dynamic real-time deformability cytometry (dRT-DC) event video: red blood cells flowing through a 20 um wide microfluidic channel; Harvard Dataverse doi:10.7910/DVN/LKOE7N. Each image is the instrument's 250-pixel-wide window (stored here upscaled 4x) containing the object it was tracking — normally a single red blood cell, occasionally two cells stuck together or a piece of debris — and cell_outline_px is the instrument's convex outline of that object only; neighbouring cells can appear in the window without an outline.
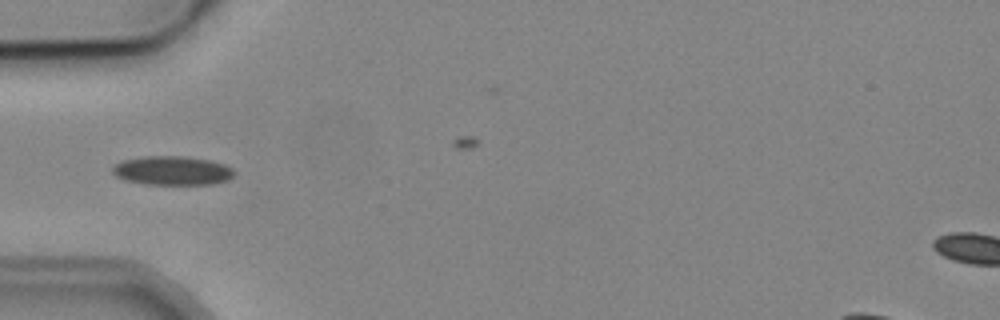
{"species": "common noctule bat (a hibernating species)", "species_latin": "Nyctalus noctula", "temperature_condition": "cold", "stored_images_in_passage": 5, "camera_frame_rate_fps": 3000, "um_per_image_px": 0.085, "animal": {"sex": "male", "body_mass_g": 19.2, "forearm_length_mm": 51.8}, "frame": {"image": 1, "passage_image": 4, "time_ms": 4.333, "image_size_px": [1000, 320], "cell_outline_px": [[236, 172], [228, 180], [212, 184], [144, 184], [124, 180], [116, 176], [112, 172], [112, 168], [120, 160], [144, 156], [180, 156], [208, 160], [224, 164], [232, 168]], "centroid_in_image_um": [14.62, 14.5], "position_along_channel_um": 70.4, "area_um2": 20.58}}